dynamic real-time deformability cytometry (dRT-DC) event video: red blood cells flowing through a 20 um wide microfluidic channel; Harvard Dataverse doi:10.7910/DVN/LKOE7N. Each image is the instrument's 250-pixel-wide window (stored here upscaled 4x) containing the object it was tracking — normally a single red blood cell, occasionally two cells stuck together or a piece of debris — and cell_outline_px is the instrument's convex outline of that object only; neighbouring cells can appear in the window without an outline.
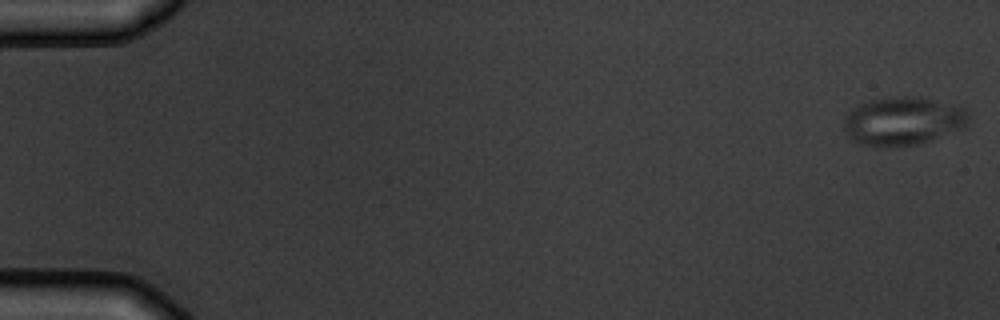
{"species": "common noctule bat (a hibernating species)", "species_latin": "Nyctalus noctula", "temperature_condition": "warm", "stored_images_in_passage": 8, "camera_frame_rate_fps": 3000, "um_per_image_px": 0.085, "animal": {"sex": "male", "body_mass_g": 19.5, "forearm_length_mm": 54.6}, "frame": {"image": 1, "passage_image": 1, "time_ms": 0.0, "image_size_px": [1000, 320], "cell_outline_px": [[968, 128], [920, 144], [888, 148], [884, 148], [860, 144], [852, 140], [848, 136], [844, 128], [844, 116], [852, 108], [860, 104], [872, 100], [888, 96], [920, 96], [964, 108], [968, 112]], "centroid_in_image_um": [76.77, 10.31], "position_along_channel_um": 8.2, "area_um2": 35.95}}